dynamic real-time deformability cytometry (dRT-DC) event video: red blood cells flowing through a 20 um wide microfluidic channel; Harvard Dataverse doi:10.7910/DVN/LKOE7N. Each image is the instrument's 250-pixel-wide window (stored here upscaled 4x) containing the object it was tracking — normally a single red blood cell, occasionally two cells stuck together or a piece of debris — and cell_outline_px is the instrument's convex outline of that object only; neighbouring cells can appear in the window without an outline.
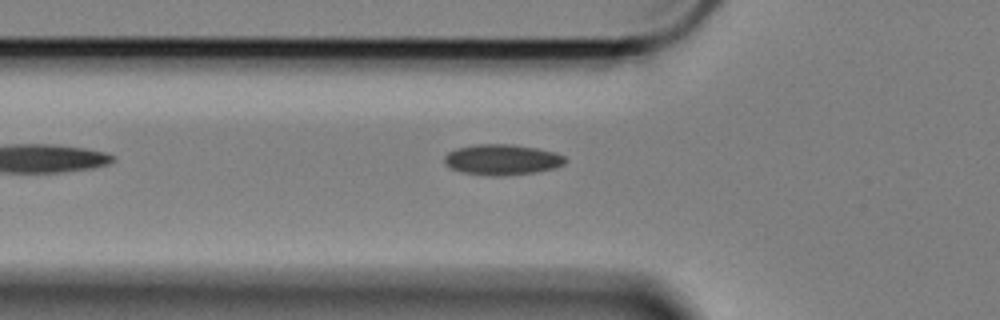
{"species": "Egyptian fruit bat (a non-hibernating species)", "species_latin": "Rousettus aegyptiacus", "temperature_condition": "cold", "stored_images_in_passage": 18, "camera_frame_rate_fps": 3000, "um_per_image_px": 0.085, "animal": {"sex": "female"}, "frame": {"image": 1, "passage_image": 2, "time_ms": 0.333, "image_size_px": [1000, 320], "cell_outline_px": [[564, 164], [556, 168], [536, 172], [504, 176], [488, 176], [460, 172], [448, 168], [444, 164], [444, 156], [448, 152], [456, 148], [476, 144], [512, 144], [536, 148], [556, 152], [564, 156]], "centroid_in_image_um": [42.63, 13.58], "position_along_channel_um": 83.2, "area_um2": 21.91}}
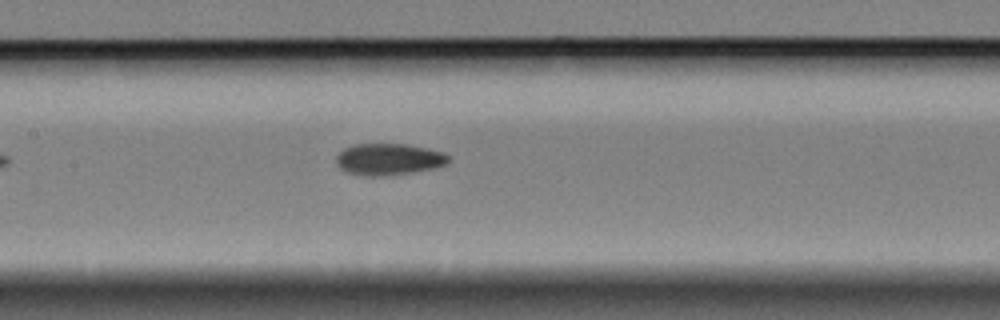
{"frame": {"image": 2, "passage_image": 10, "time_ms": 3.0, "image_size_px": [1000, 320], "cell_outline_px": [[452, 160], [448, 164], [432, 168], [412, 172], [380, 176], [368, 176], [348, 172], [340, 168], [336, 164], [336, 156], [344, 148], [352, 144], [404, 144], [428, 148], [444, 152], [452, 156]], "centroid_in_image_um": [33.08, 13.52], "position_along_channel_um": 174.3, "area_um2": 20.81}}
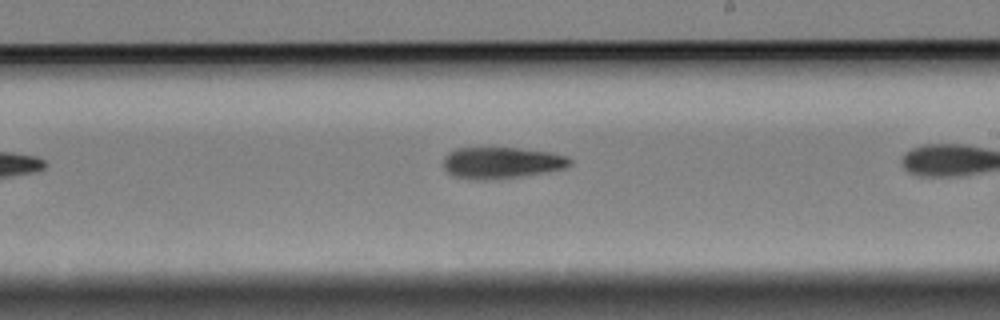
{"frame": {"image": 3, "passage_image": 13, "time_ms": 4.0, "image_size_px": [1000, 320], "cell_outline_px": [[572, 164], [564, 168], [544, 172], [520, 176], [484, 180], [472, 180], [452, 176], [444, 168], [444, 156], [448, 152], [456, 148], [516, 148], [552, 152], [564, 156], [572, 160]], "centroid_in_image_um": [42.59, 13.83], "position_along_channel_um": 246.4, "area_um2": 23.12}}